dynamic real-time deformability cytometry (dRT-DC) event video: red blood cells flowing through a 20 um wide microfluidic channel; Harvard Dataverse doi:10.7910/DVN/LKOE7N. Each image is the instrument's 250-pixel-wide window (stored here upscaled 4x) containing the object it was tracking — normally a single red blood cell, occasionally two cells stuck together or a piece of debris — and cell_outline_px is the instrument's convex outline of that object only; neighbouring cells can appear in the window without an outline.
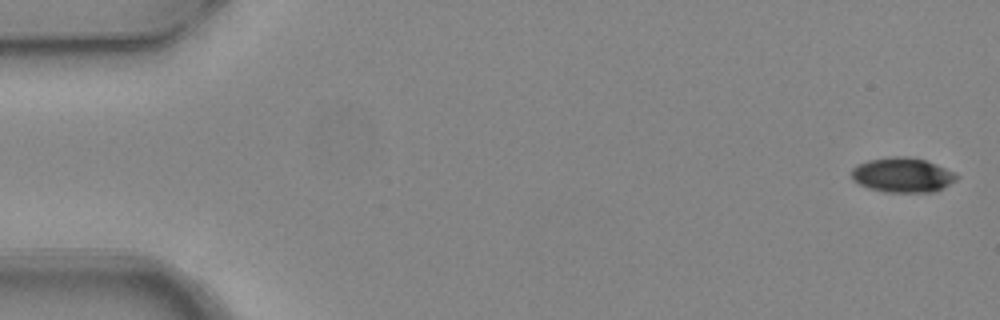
{"species": "common noctule bat (a hibernating species)", "species_latin": "Nyctalus noctula", "temperature_condition": "warm", "stored_images_in_passage": 4, "camera_frame_rate_fps": 3000, "um_per_image_px": 0.085, "animal": {"sex": "female", "body_mass_g": 24.6, "forearm_length_mm": 56.2}, "frame": {"image": 1, "passage_image": 1, "time_ms": 0.0, "image_size_px": [1000, 320], "cell_outline_px": [[960, 176], [956, 180], [932, 192], [884, 192], [868, 188], [852, 180], [852, 168], [856, 164], [868, 160], [892, 156], [904, 156], [924, 160], [936, 164]], "centroid_in_image_um": [76.66, 14.87], "position_along_channel_um": 8.3, "area_um2": 21.1}}
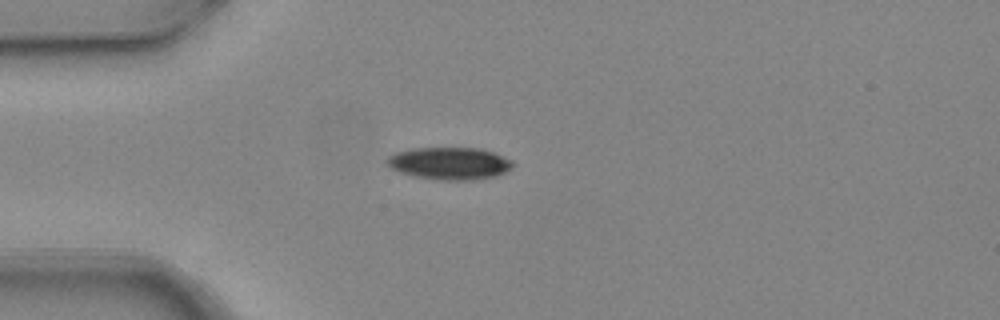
{"frame": {"image": 2, "passage_image": 4, "time_ms": 1.0, "image_size_px": [1000, 320], "cell_outline_px": [[516, 164], [512, 168], [496, 176], [472, 180], [440, 180], [416, 176], [400, 172], [392, 168], [388, 164], [388, 156], [396, 152], [412, 148], [480, 148], [492, 152], [512, 160]], "centroid_in_image_um": [38.25, 13.88], "position_along_channel_um": 46.7, "area_um2": 23.58}}